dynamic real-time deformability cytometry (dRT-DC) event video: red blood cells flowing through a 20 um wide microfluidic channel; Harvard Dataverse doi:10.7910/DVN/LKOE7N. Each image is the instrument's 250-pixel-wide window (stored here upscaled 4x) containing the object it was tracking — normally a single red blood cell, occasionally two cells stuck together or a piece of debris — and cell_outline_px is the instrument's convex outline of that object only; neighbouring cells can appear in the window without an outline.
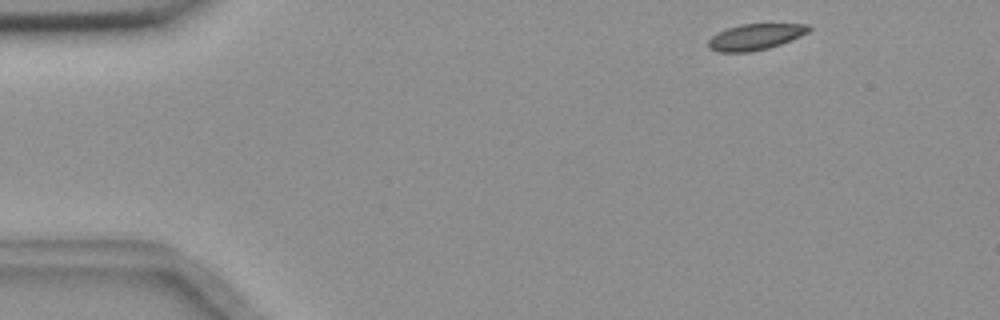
{"species": "common noctule bat (a hibernating species)", "species_latin": "Nyctalus noctula", "temperature_condition": "room temperature", "stored_images_in_passage": 3, "camera_frame_rate_fps": 3000, "um_per_image_px": 0.085, "animal": {"sex": "female", "body_mass_g": 18.4}, "frame": {"image": 1, "passage_image": 1, "time_ms": 0.0, "image_size_px": [1000, 320], "cell_outline_px": [[812, 28], [808, 32], [800, 36], [780, 44], [768, 48], [748, 52], [716, 52], [708, 48], [708, 40], [712, 36], [728, 28], [740, 24], [808, 24]], "centroid_in_image_um": [64.19, 3.14], "position_along_channel_um": 20.8, "area_um2": 15.14}}